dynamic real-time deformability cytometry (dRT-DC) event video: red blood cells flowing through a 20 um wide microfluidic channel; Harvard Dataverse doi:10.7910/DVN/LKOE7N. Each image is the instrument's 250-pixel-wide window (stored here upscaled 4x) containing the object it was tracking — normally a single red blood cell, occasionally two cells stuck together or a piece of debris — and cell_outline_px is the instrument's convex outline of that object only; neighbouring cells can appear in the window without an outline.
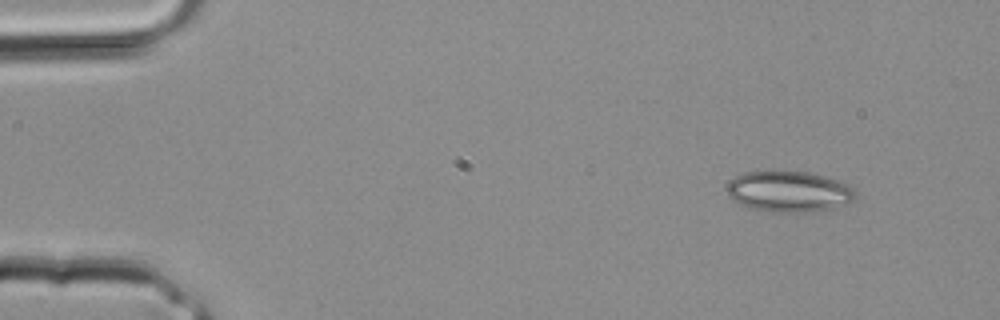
{"species": "common noctule bat (a hibernating species)", "species_latin": "Nyctalus noctula", "temperature_condition": "room temperature", "stored_images_in_passage": 2, "camera_frame_rate_fps": 3000, "um_per_image_px": 0.085, "animal": {"sex": "male", "body_mass_g": 20.4}, "frame": {"image": 1, "passage_image": 1, "time_ms": 0.0, "image_size_px": [1000, 320], "cell_outline_px": [[856, 196], [848, 204], [832, 208], [812, 212], [772, 212], [752, 208], [728, 196], [728, 184], [736, 176], [744, 172], [772, 168], [808, 172], [840, 180], [848, 184], [856, 192]], "centroid_in_image_um": [67.09, 16.23], "position_along_channel_um": 17.9, "area_um2": 31.21}}